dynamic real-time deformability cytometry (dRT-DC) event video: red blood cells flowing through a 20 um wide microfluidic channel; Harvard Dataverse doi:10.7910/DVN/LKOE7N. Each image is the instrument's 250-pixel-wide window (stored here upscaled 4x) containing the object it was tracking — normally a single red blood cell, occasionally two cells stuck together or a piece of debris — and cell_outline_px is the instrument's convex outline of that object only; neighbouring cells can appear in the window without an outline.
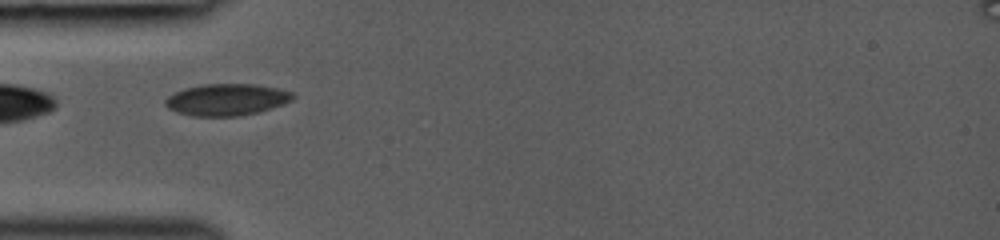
{"species": "common noctule bat (a hibernating species)", "species_latin": "Nyctalus noctula", "temperature_condition": "room temperature", "stored_images_in_passage": 12, "camera_frame_rate_fps": 3000, "um_per_image_px": 0.085, "animal": {"sex": "female", "body_mass_g": 19.0, "forearm_length_mm": 53.3}, "frame": {"image": 1, "passage_image": 1, "time_ms": 0.0, "image_size_px": [1000, 240], "cell_outline_px": [[296, 96], [292, 100], [284, 104], [260, 112], [240, 116], [192, 116], [176, 112], [168, 108], [164, 104], [164, 100], [168, 96], [184, 88], [204, 84], [256, 84], [276, 88], [292, 92]], "centroid_in_image_um": [19.27, 8.47], "position_along_channel_um": 65.7, "area_um2": 23.76}}
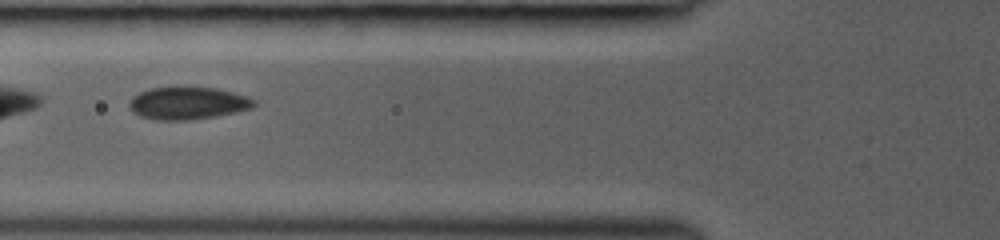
{"frame": {"image": 2, "passage_image": 4, "time_ms": 1.0, "image_size_px": [1000, 240], "cell_outline_px": [[256, 104], [252, 108], [236, 112], [216, 116], [188, 120], [156, 120], [140, 116], [128, 104], [128, 100], [132, 96], [148, 88], [216, 88], [248, 96], [256, 100]], "centroid_in_image_um": [15.98, 8.78], "position_along_channel_um": 109.8, "area_um2": 23.41}}
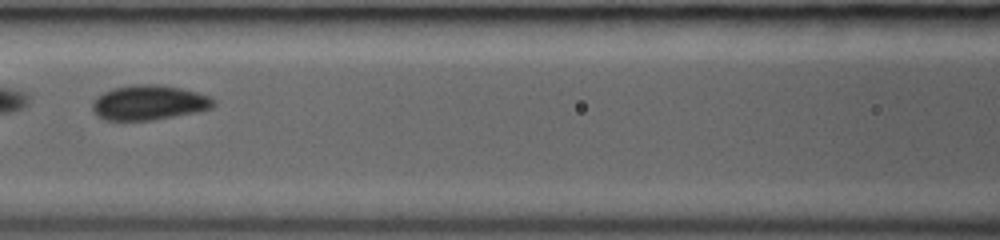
{"frame": {"image": 3, "passage_image": 7, "time_ms": 2.0, "image_size_px": [1000, 240], "cell_outline_px": [[216, 104], [212, 108], [200, 112], [152, 120], [104, 120], [96, 116], [92, 112], [92, 100], [96, 96], [112, 88], [140, 84], [160, 84], [180, 88], [196, 92], [208, 96], [216, 100]], "centroid_in_image_um": [12.65, 8.73], "position_along_channel_um": 153.9, "area_um2": 24.91}}